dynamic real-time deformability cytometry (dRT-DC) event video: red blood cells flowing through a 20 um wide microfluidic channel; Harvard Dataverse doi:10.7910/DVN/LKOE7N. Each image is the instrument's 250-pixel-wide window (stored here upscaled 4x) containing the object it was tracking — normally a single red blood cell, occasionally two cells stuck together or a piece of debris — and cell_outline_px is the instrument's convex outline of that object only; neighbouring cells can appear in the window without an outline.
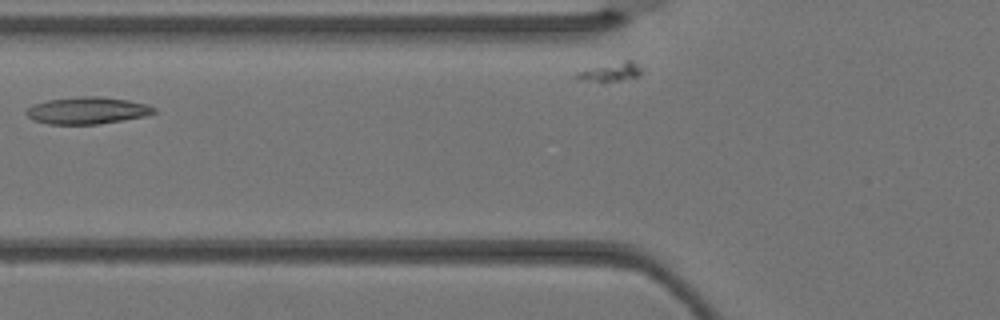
{"species": "Egyptian fruit bat (a non-hibernating species)", "species_latin": "Rousettus aegyptiacus", "temperature_condition": "warm", "stored_images_in_passage": 4, "camera_frame_rate_fps": 3000, "um_per_image_px": 0.085, "animal": {"sex": "female"}, "frame": {"image": 1, "passage_image": 3, "time_ms": 0.667, "image_size_px": [1000, 320], "cell_outline_px": [[156, 112], [148, 116], [96, 124], [48, 124], [36, 120], [28, 116], [24, 112], [32, 104], [48, 100], [80, 96], [100, 96], [128, 100], [144, 104], [156, 108]], "centroid_in_image_um": [7.42, 9.39], "position_along_channel_um": 118.4, "area_um2": 20.0}}